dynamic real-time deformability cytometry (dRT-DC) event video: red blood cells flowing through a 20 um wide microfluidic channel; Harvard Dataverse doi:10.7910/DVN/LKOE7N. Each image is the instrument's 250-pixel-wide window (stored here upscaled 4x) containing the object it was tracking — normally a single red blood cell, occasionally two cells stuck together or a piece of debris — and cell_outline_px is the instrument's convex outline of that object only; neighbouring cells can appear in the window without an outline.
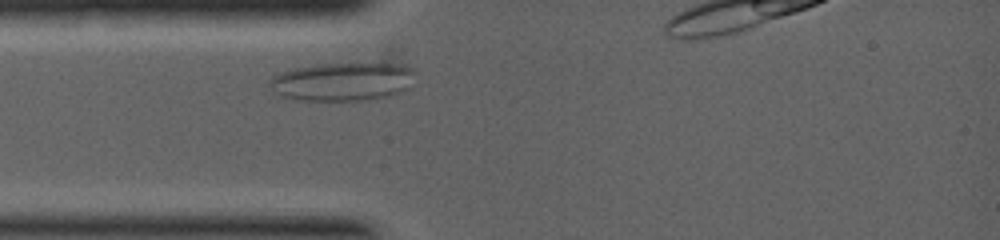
{"species": "common noctule bat (a hibernating species)", "species_latin": "Nyctalus noctula", "temperature_condition": "warm", "stored_images_in_passage": 3, "camera_frame_rate_fps": 5000, "um_per_image_px": 0.085, "animal": {"sex": "female", "body_mass_g": 19.0, "forearm_length_mm": 53.3}, "frame": {"image": 1, "passage_image": 3, "time_ms": 0.6, "image_size_px": [1000, 240], "cell_outline_px": [[416, 72], [408, 88], [392, 96], [376, 100], [296, 100], [280, 96], [268, 84], [268, 80], [272, 76], [280, 72], [296, 68], [316, 64], [404, 64], [412, 68]], "centroid_in_image_um": [29.13, 6.95], "position_along_channel_um": 55.9, "area_um2": 32.83}}